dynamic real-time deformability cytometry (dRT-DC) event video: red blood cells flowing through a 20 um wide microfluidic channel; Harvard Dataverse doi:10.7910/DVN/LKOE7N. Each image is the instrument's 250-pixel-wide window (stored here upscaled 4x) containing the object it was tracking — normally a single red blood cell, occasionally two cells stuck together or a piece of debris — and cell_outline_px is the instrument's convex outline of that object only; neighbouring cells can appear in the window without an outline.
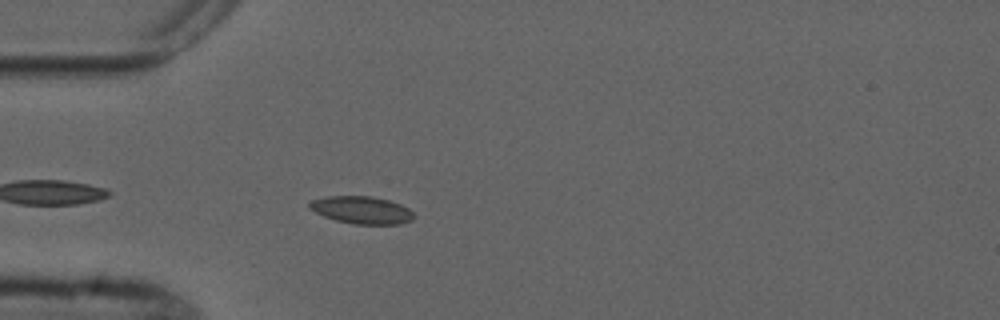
{"species": "common noctule bat (a hibernating species)", "species_latin": "Nyctalus noctula", "temperature_condition": "cold", "stored_images_in_passage": 2, "camera_frame_rate_fps": 3000, "um_per_image_px": 0.085, "animal": {"sex": "male", "forearm_length_mm": 52.5}, "frame": {"image": 1, "passage_image": 2, "time_ms": 1.0, "image_size_px": [1000, 320], "cell_outline_px": [[416, 216], [412, 220], [400, 224], [352, 224], [336, 220], [324, 216], [308, 208], [308, 204], [312, 200], [328, 196], [372, 196], [388, 200], [400, 204], [408, 208]], "centroid_in_image_um": [30.75, 17.85], "position_along_channel_um": 54.2, "area_um2": 16.7}}